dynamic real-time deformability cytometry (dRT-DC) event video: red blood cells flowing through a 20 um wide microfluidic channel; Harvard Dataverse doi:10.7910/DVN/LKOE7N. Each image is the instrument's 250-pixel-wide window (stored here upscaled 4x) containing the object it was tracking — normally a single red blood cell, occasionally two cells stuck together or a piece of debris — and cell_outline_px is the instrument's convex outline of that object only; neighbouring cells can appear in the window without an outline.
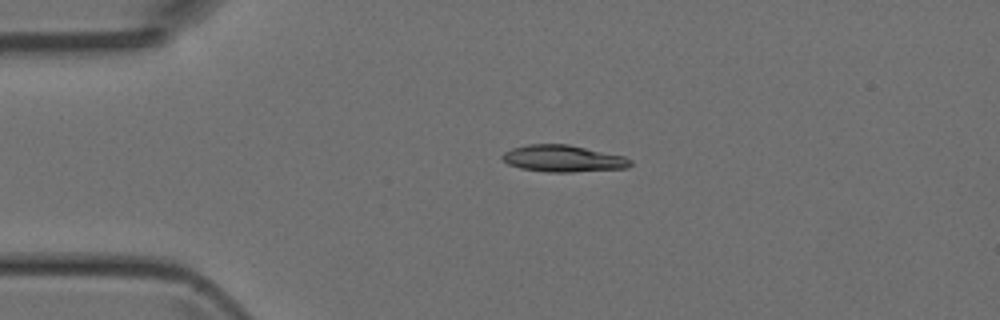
{"species": "Egyptian fruit bat (a non-hibernating species)", "species_latin": "Rousettus aegyptiacus", "temperature_condition": "room temperature", "stored_images_in_passage": 8, "camera_frame_rate_fps": 3000, "um_per_image_px": 0.085, "animal": {"sex": "female"}, "frame": {"image": 1, "passage_image": 1, "time_ms": 0.0, "image_size_px": [1000, 320], "cell_outline_px": [[632, 164], [628, 168], [572, 172], [548, 172], [520, 168], [508, 164], [500, 156], [504, 152], [512, 148], [528, 144], [568, 144], [624, 156], [632, 160]], "centroid_in_image_um": [47.87, 13.48], "position_along_channel_um": 37.1, "area_um2": 20.0}}
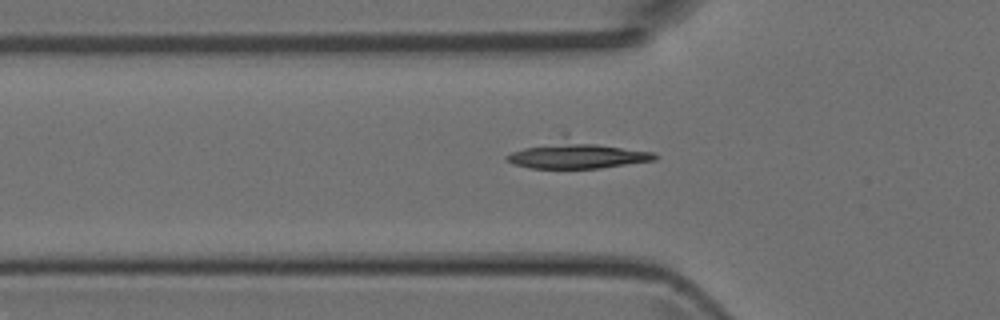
{"frame": {"image": 2, "passage_image": 6, "time_ms": 1.667, "image_size_px": [1000, 320], "cell_outline_px": [[660, 156], [656, 160], [600, 168], [532, 168], [516, 164], [504, 160], [504, 156], [512, 152], [564, 132], [656, 152]], "centroid_in_image_um": [49.12, 13.05], "position_along_channel_um": 76.7, "area_um2": 25.61}}